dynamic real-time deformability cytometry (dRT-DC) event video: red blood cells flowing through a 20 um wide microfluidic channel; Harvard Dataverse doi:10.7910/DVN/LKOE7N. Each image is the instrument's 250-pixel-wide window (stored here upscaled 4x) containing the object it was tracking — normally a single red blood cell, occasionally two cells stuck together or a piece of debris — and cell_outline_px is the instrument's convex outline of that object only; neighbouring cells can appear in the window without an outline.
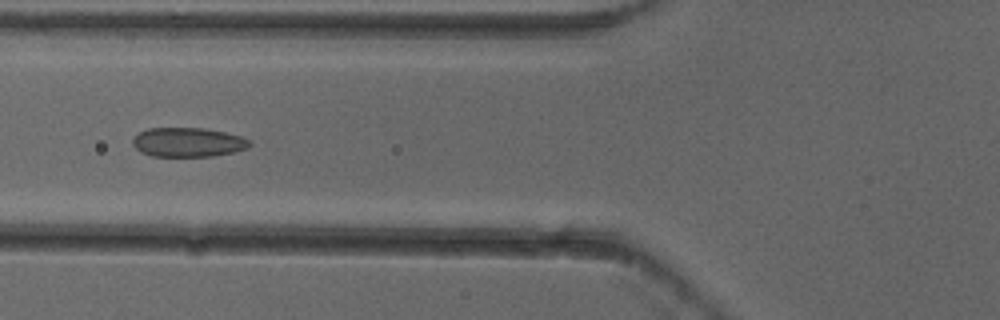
{"species": "common noctule bat (a hibernating species)", "species_latin": "Nyctalus noctula", "temperature_condition": "cold", "stored_images_in_passage": 6, "camera_frame_rate_fps": 3000, "um_per_image_px": 0.085, "animal": {"sex": "female"}, "frame": {"image": 1, "passage_image": 6, "time_ms": 1.667, "image_size_px": [1000, 320], "cell_outline_px": [[252, 144], [248, 148], [232, 152], [212, 156], [152, 156], [140, 152], [132, 144], [132, 140], [140, 132], [148, 128], [204, 128], [224, 132], [240, 136], [252, 140]], "centroid_in_image_um": [15.99, 12.09], "position_along_channel_um": 109.8, "area_um2": 19.94}}